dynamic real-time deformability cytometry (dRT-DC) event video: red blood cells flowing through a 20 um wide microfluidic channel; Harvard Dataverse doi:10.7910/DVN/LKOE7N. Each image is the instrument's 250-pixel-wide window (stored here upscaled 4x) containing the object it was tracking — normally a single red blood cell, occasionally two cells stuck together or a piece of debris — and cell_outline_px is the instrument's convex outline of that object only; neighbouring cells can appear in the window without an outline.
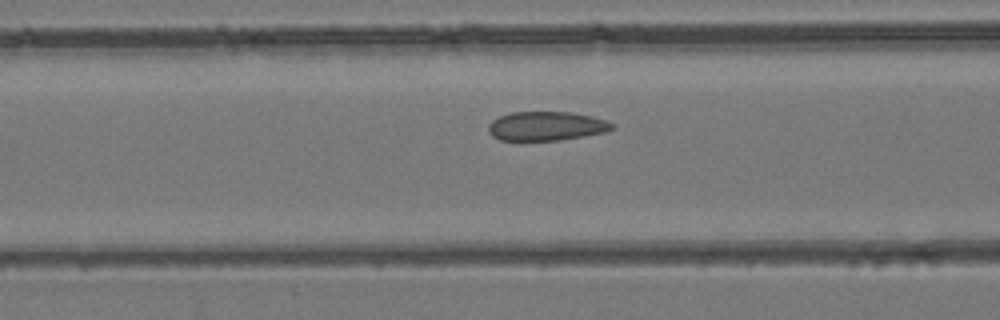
{"species": "common noctule bat (a hibernating species)", "species_latin": "Nyctalus noctula", "temperature_condition": "room temperature", "stored_images_in_passage": 38, "camera_frame_rate_fps": 3000, "um_per_image_px": 0.085, "animal": {"sex": "female", "body_mass_g": 24.6, "forearm_length_mm": 56.2}, "frame": {"image": 1, "passage_image": 14, "time_ms": 4.333, "image_size_px": [1000, 320], "cell_outline_px": [[616, 128], [604, 132], [584, 136], [560, 140], [500, 140], [492, 136], [488, 132], [488, 124], [492, 120], [500, 116], [512, 112], [572, 112], [592, 116], [608, 120]], "centroid_in_image_um": [46.44, 10.71], "position_along_channel_um": 120.2, "area_um2": 21.04}}
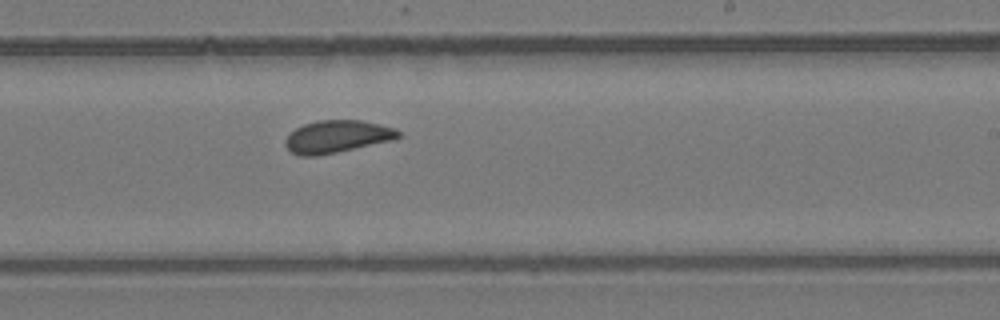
{"frame": {"image": 2, "passage_image": 24, "time_ms": 7.667, "image_size_px": [1000, 320], "cell_outline_px": [[400, 136], [392, 140], [336, 152], [316, 156], [300, 156], [292, 152], [284, 144], [284, 140], [296, 128], [304, 124], [316, 120], [360, 120], [380, 124], [396, 128], [400, 132]], "centroid_in_image_um": [28.64, 11.6], "position_along_channel_um": 260.4, "area_um2": 21.21}}
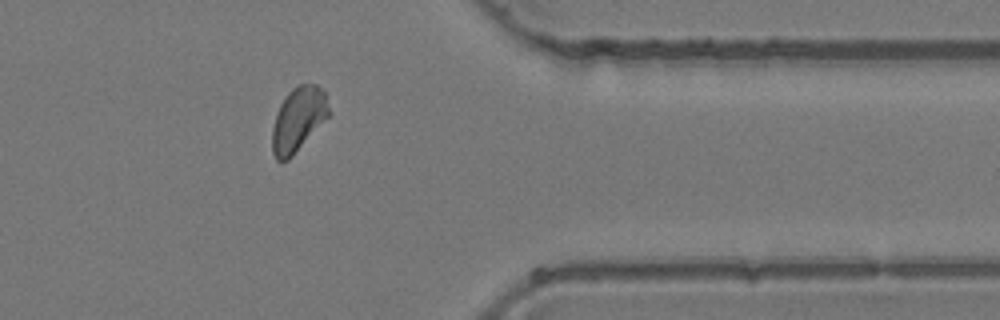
{"frame": {"image": 3, "passage_image": 34, "time_ms": 11.0, "image_size_px": [1000, 320], "cell_outline_px": [[328, 116], [292, 156], [288, 160], [276, 160], [272, 152], [272, 128], [276, 112], [280, 104], [288, 92], [296, 84], [316, 84], [324, 92], [328, 108]], "centroid_in_image_um": [25.3, 10.13], "position_along_channel_um": 386.1, "area_um2": 20.87}}